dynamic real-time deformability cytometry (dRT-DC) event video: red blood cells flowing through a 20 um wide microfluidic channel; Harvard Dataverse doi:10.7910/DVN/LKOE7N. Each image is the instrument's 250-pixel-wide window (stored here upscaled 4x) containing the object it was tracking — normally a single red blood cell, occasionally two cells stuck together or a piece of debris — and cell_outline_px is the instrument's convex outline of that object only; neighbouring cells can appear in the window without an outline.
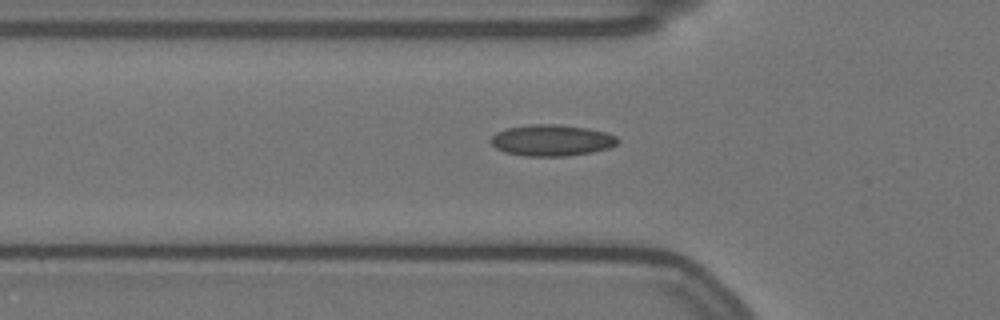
{"species": "Egyptian fruit bat (a non-hibernating species)", "species_latin": "Rousettus aegyptiacus", "temperature_condition": "warm", "stored_images_in_passage": 41, "camera_frame_rate_fps": 3000, "um_per_image_px": 0.085, "animal": {"sex": "female"}, "frame": {"image": 1, "passage_image": 4, "time_ms": 1.0, "image_size_px": [1000, 320], "cell_outline_px": [[620, 140], [616, 144], [608, 148], [592, 152], [568, 156], [524, 156], [504, 152], [496, 148], [488, 140], [496, 132], [508, 128], [528, 124], [560, 124], [588, 128], [604, 132], [616, 136]], "centroid_in_image_um": [46.87, 11.92], "position_along_channel_um": 78.9, "area_um2": 23.29}}
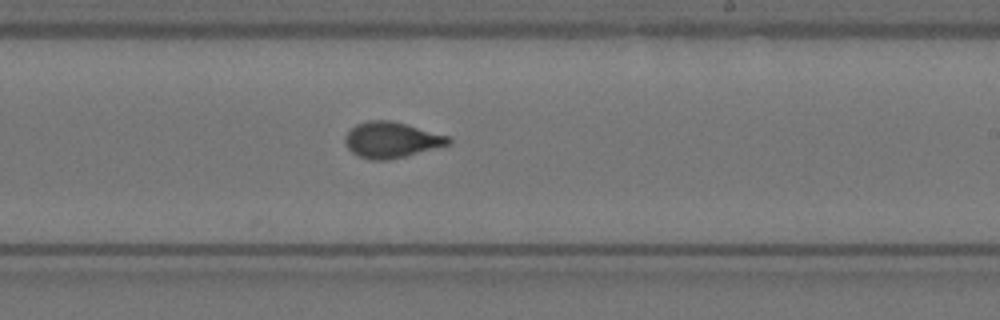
{"frame": {"image": 2, "passage_image": 19, "time_ms": 6.0, "image_size_px": [1000, 320], "cell_outline_px": [[452, 144], [388, 160], [372, 160], [360, 156], [352, 152], [348, 148], [344, 140], [344, 136], [356, 124], [368, 120], [392, 120], [448, 136], [452, 140]], "centroid_in_image_um": [33.27, 11.88], "position_along_channel_um": 255.7, "area_um2": 21.44}}
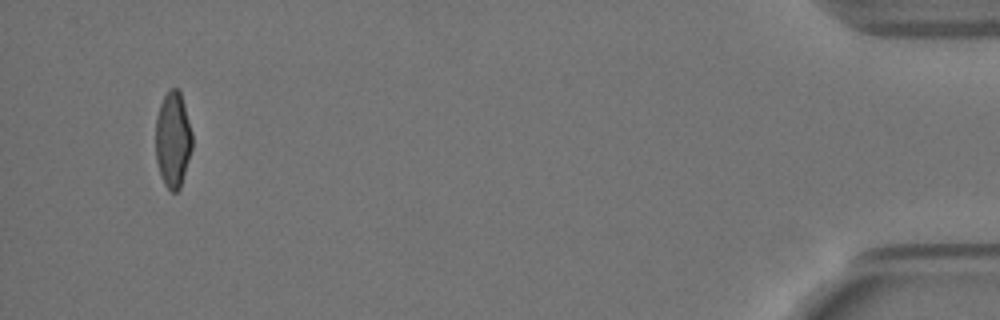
{"frame": {"image": 3, "passage_image": 40, "time_ms": 13.0, "image_size_px": [1000, 320], "cell_outline_px": [[192, 148], [180, 188], [176, 192], [172, 192], [164, 184], [160, 176], [156, 160], [156, 116], [160, 104], [168, 88], [176, 88], [180, 92], [184, 104], [192, 132]], "centroid_in_image_um": [14.69, 11.86], "position_along_channel_um": 420.5, "area_um2": 20.46}}